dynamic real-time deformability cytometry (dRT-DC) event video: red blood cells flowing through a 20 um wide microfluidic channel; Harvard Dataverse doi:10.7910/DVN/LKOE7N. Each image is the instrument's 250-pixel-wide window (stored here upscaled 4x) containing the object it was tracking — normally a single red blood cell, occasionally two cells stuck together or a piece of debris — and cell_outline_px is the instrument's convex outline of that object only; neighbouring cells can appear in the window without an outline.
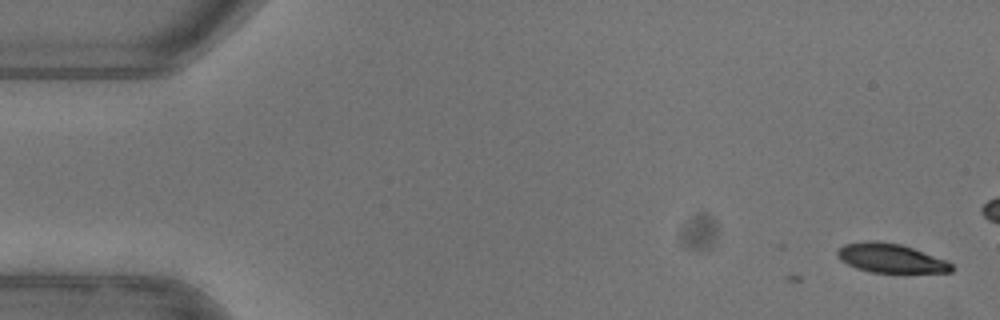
{"species": "common noctule bat (a hibernating species)", "species_latin": "Nyctalus noctula", "temperature_condition": "warm", "stored_images_in_passage": 6, "camera_frame_rate_fps": 3000, "um_per_image_px": 0.085, "animal": {"sex": "female"}, "frame": {"image": 1, "passage_image": 6, "time_ms": 1.667, "image_size_px": [1000, 320], "cell_outline_px": [[952, 272], [872, 272], [856, 268], [840, 260], [836, 256], [836, 252], [844, 244], [868, 240], [876, 240], [900, 244], [912, 248], [944, 260], [952, 264]], "centroid_in_image_um": [75.64, 21.93], "position_along_channel_um": 9.4, "area_um2": 19.07}}